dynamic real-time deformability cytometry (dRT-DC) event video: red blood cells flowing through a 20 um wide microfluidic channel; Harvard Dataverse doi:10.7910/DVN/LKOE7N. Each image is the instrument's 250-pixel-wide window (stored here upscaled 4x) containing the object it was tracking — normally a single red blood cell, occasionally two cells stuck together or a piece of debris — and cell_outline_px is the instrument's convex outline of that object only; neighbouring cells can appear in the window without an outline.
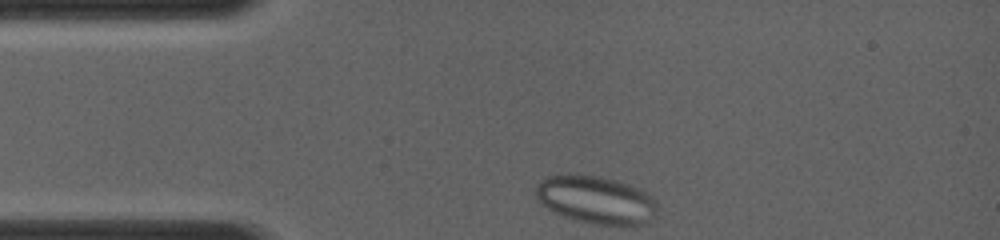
{"species": "common noctule bat (a hibernating species)", "species_latin": "Nyctalus noctula", "temperature_condition": "room temperature", "stored_images_in_passage": 17, "camera_frame_rate_fps": 4000, "um_per_image_px": 0.085, "animal": {"sex": "female", "body_mass_g": 19.0, "forearm_length_mm": 56.7}, "frame": {"image": 1, "passage_image": 1, "time_ms": 0.0, "image_size_px": [1000, 240], "cell_outline_px": [[648, 200], [644, 224], [600, 224], [580, 220], [568, 216], [548, 208], [536, 196], [536, 188], [544, 180], [552, 176], [592, 176], [612, 180], [632, 188], [640, 192]], "centroid_in_image_um": [50.44, 16.98], "position_along_channel_um": 34.6, "area_um2": 30.06}}
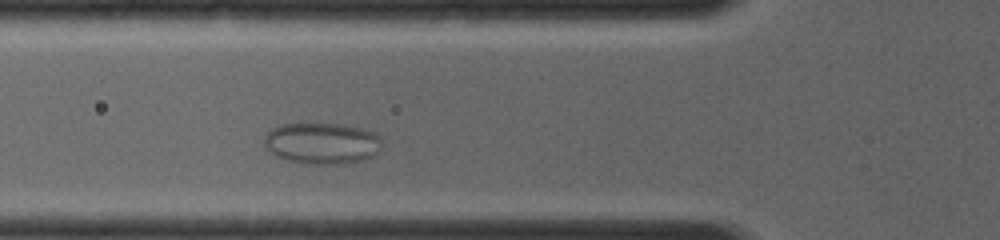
{"frame": {"image": 2, "passage_image": 5, "time_ms": 2.25, "image_size_px": [1000, 240], "cell_outline_px": [[376, 152], [372, 156], [360, 160], [336, 164], [312, 164], [292, 160], [280, 156], [272, 152], [268, 148], [268, 132], [272, 128], [280, 124], [336, 124], [356, 128], [372, 132], [376, 136]], "centroid_in_image_um": [27.33, 12.17], "position_along_channel_um": 98.5, "area_um2": 26.7}}
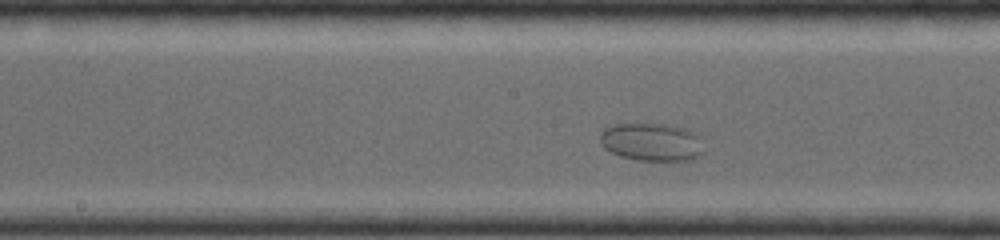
{"frame": {"image": 3, "passage_image": 15, "time_ms": 4.5, "image_size_px": [1000, 240], "cell_outline_px": [[700, 156], [692, 160], [640, 160], [620, 156], [612, 152], [600, 140], [600, 136], [608, 128], [616, 124], [664, 124], [688, 132], [692, 136], [700, 152]], "centroid_in_image_um": [55.28, 12.1], "position_along_channel_um": 192.9, "area_um2": 21.33}}